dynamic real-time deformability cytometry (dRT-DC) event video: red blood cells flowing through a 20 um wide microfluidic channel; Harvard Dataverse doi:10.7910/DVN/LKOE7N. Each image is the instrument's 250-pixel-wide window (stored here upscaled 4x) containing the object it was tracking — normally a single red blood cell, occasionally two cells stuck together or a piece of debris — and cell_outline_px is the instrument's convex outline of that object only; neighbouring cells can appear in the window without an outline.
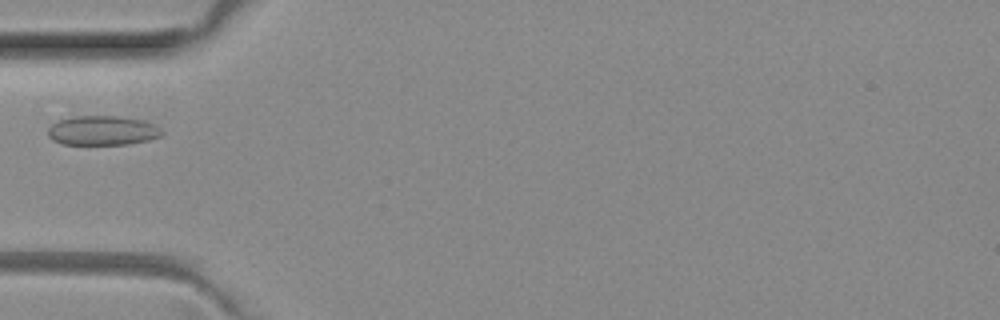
{"species": "common noctule bat (a hibernating species)", "species_latin": "Nyctalus noctula", "temperature_condition": "room temperature", "stored_images_in_passage": 5, "camera_frame_rate_fps": 3000, "um_per_image_px": 0.085, "animal": {"sex": "female", "body_mass_g": 29.2, "forearm_length_mm": 56.3}, "frame": {"image": 1, "passage_image": 4, "time_ms": 1.0, "image_size_px": [1000, 320], "cell_outline_px": [[164, 136], [148, 140], [128, 144], [60, 144], [52, 140], [48, 136], [48, 128], [52, 124], [60, 120], [72, 116], [120, 116], [140, 120], [152, 124], [160, 128], [164, 132]], "centroid_in_image_um": [8.71, 11.1], "position_along_channel_um": 76.3, "area_um2": 19.59}}
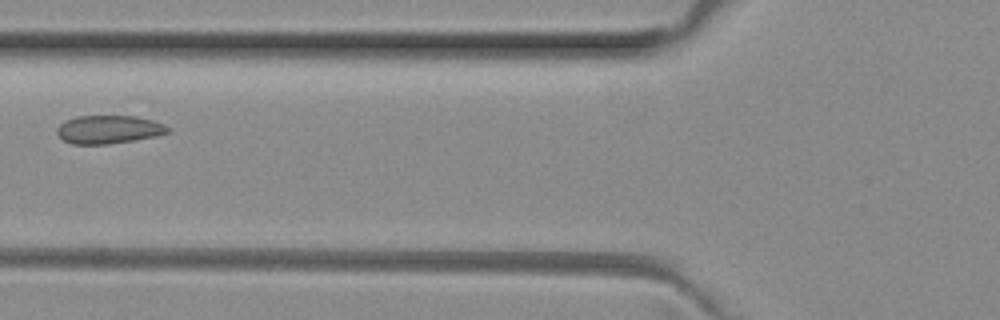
{"frame": {"image": 2, "passage_image": 5, "time_ms": 1.333, "image_size_px": [1000, 320], "cell_outline_px": [[168, 132], [156, 136], [108, 144], [72, 144], [64, 140], [56, 132], [56, 128], [64, 120], [76, 116], [136, 116], [152, 120], [164, 124], [168, 128]], "centroid_in_image_um": [9.2, 11.0], "position_along_channel_um": 116.6, "area_um2": 18.15}}